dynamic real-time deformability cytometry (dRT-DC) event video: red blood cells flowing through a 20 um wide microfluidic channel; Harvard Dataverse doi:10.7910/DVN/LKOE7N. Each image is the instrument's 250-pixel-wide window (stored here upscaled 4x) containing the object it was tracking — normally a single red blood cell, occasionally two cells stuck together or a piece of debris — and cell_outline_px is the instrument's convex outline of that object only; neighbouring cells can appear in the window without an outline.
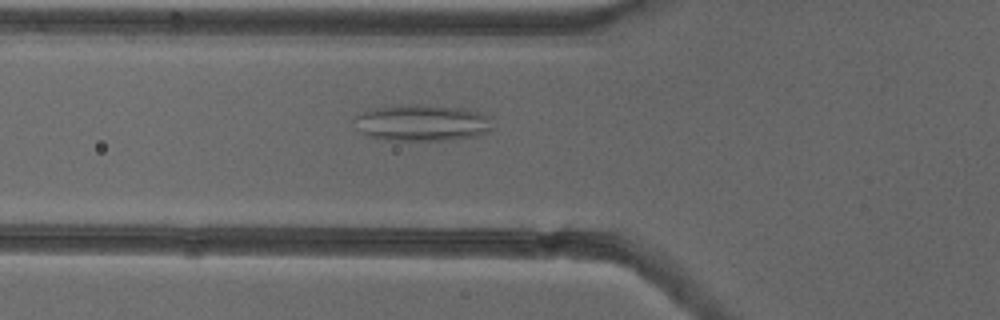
{"species": "common noctule bat (a hibernating species)", "species_latin": "Nyctalus noctula", "temperature_condition": "cold", "stored_images_in_passage": 36, "camera_frame_rate_fps": 3000, "um_per_image_px": 0.085, "animal": {"sex": "female"}, "frame": {"image": 1, "passage_image": 8, "time_ms": 2.333, "image_size_px": [1000, 320], "cell_outline_px": [[492, 128], [488, 132], [480, 136], [452, 140], [384, 140], [368, 136], [360, 132], [352, 120], [356, 116], [364, 112], [376, 108], [404, 104], [416, 104], [468, 108], [488, 116]], "centroid_in_image_um": [35.89, 10.44], "position_along_channel_um": 89.9, "area_um2": 29.65}}
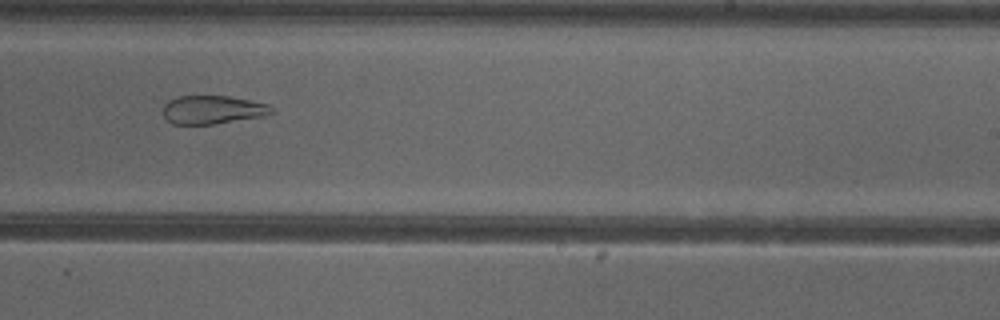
{"frame": {"image": 2, "passage_image": 22, "time_ms": 7.0, "image_size_px": [1000, 320], "cell_outline_px": [[276, 112], [260, 116], [216, 124], [172, 124], [164, 116], [164, 104], [168, 100], [180, 96], [228, 96], [268, 104], [276, 108]], "centroid_in_image_um": [18.09, 9.33], "position_along_channel_um": 270.9, "area_um2": 17.92}, "authors_computed_cell_mechanics": {"area_um2": 19.4497, "velocity_mm_per_s": 3.8791, "shape_relaxation_time_tau1_ms": null, "shape_relaxation_time_tau2_ms": 1.7161, "deformation_change_tau1": null, "deformation_change_tau2": 0.0933}}